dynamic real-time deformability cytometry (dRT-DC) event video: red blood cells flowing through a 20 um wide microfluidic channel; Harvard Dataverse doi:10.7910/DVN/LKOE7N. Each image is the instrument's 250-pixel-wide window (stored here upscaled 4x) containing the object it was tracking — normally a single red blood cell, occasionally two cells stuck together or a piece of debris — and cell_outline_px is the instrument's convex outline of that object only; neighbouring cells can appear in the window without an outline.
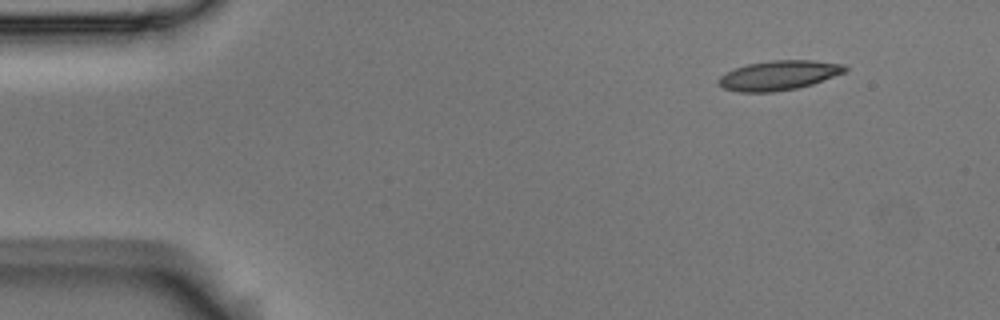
{"species": "Egyptian fruit bat (a non-hibernating species)", "species_latin": "Rousettus aegyptiacus", "temperature_condition": "room temperature", "stored_images_in_passage": 4, "camera_frame_rate_fps": 3000, "um_per_image_px": 0.085, "animal": {"sex": "male"}, "frame": {"image": 1, "passage_image": 1, "time_ms": 0.0, "image_size_px": [1000, 320], "cell_outline_px": [[848, 68], [844, 72], [812, 84], [796, 88], [772, 92], [740, 92], [724, 88], [716, 84], [716, 80], [720, 76], [736, 68], [748, 64], [772, 60], [812, 60], [844, 64]], "centroid_in_image_um": [66.17, 6.4], "position_along_channel_um": 18.8, "area_um2": 21.62}}
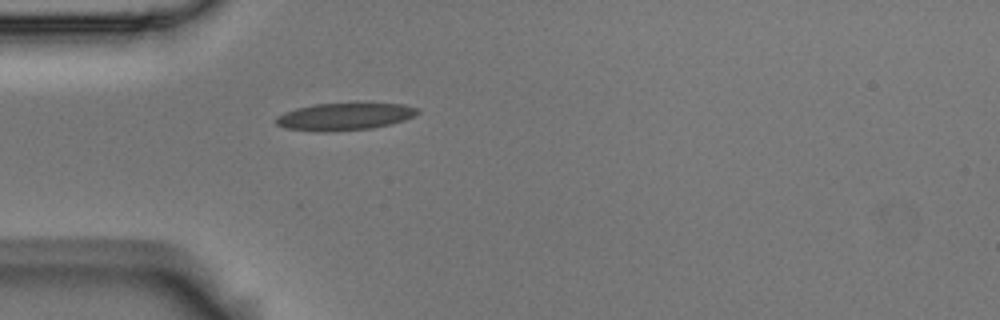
{"frame": {"image": 2, "passage_image": 4, "time_ms": 1.0, "image_size_px": [1000, 320], "cell_outline_px": [[420, 112], [404, 120], [372, 128], [332, 132], [320, 132], [284, 128], [276, 124], [276, 116], [284, 112], [296, 108], [316, 104], [404, 104], [416, 108]], "centroid_in_image_um": [29.22, 9.92], "position_along_channel_um": 55.8, "area_um2": 22.25}}